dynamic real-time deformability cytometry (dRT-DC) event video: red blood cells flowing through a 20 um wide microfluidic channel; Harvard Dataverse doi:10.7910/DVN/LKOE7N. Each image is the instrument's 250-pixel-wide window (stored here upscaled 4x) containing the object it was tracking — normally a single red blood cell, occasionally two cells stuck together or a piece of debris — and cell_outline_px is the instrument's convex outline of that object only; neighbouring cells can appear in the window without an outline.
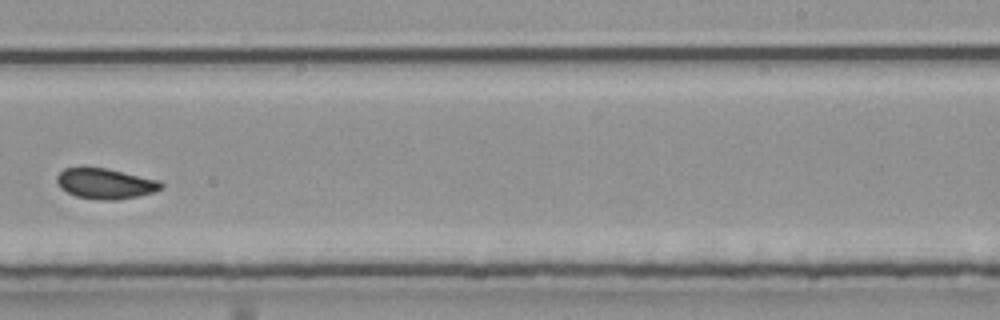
{"species": "common noctule bat (a hibernating species)", "species_latin": "Nyctalus noctula", "temperature_condition": "room temperature", "stored_images_in_passage": 29, "camera_frame_rate_fps": 3000, "um_per_image_px": 0.085, "animal": {"sex": "male", "body_mass_g": 20.4}, "frame": {"image": 1, "passage_image": 17, "time_ms": 5.333, "image_size_px": [1000, 320], "cell_outline_px": [[164, 188], [156, 192], [116, 200], [100, 200], [76, 196], [60, 188], [56, 180], [56, 176], [64, 168], [108, 168], [160, 180], [164, 184]], "centroid_in_image_um": [9.0, 15.61], "position_along_channel_um": 280.0, "area_um2": 18.61}}